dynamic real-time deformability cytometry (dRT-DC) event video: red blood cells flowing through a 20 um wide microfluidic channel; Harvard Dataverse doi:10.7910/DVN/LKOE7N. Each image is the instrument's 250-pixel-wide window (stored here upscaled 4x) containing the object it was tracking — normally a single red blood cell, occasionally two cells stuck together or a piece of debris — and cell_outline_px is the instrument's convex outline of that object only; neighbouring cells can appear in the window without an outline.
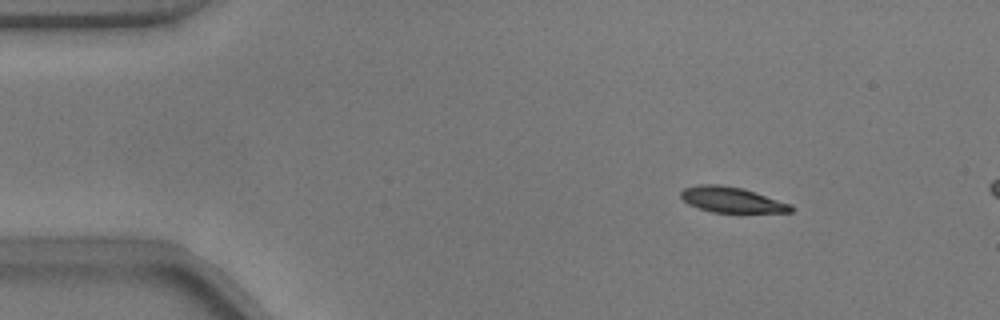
{"species": "common noctule bat (a hibernating species)", "species_latin": "Nyctalus noctula", "temperature_condition": "warm", "stored_images_in_passage": 17, "camera_frame_rate_fps": 3000, "um_per_image_px": 0.085, "animal": {"sex": "male", "body_mass_g": 17.9}, "frame": {"image": 1, "passage_image": 8, "time_ms": 2.333, "image_size_px": [1000, 320], "cell_outline_px": [[792, 212], [712, 212], [688, 204], [680, 196], [680, 192], [684, 188], [696, 184], [720, 184], [744, 188], [792, 204]], "centroid_in_image_um": [62.18, 16.96], "position_along_channel_um": 22.8, "area_um2": 16.42}}